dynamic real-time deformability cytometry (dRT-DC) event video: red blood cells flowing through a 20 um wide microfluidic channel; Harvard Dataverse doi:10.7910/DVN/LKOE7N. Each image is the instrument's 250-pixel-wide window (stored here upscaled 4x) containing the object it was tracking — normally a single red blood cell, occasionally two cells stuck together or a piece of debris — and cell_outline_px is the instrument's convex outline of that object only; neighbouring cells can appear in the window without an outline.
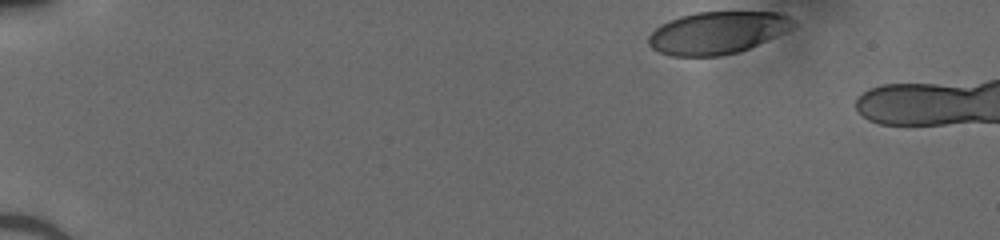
{"species": "human", "species_latin": "Homo sapiens", "temperature_condition": "cold", "stored_images_in_passage": 11, "camera_frame_rate_fps": 3000, "um_per_image_px": 0.085, "donor": {"sex": "male"}, "frame": {"image": 1, "passage_image": 1, "time_ms": 0.0, "image_size_px": [1000, 240], "cell_outline_px": [[796, 24], [792, 28], [784, 32], [740, 52], [720, 56], [672, 56], [660, 52], [652, 48], [648, 44], [648, 36], [660, 24], [680, 16], [696, 12], [776, 12], [788, 16], [796, 20]], "centroid_in_image_um": [60.96, 2.78], "position_along_channel_um": 24.0, "area_um2": 35.66}}